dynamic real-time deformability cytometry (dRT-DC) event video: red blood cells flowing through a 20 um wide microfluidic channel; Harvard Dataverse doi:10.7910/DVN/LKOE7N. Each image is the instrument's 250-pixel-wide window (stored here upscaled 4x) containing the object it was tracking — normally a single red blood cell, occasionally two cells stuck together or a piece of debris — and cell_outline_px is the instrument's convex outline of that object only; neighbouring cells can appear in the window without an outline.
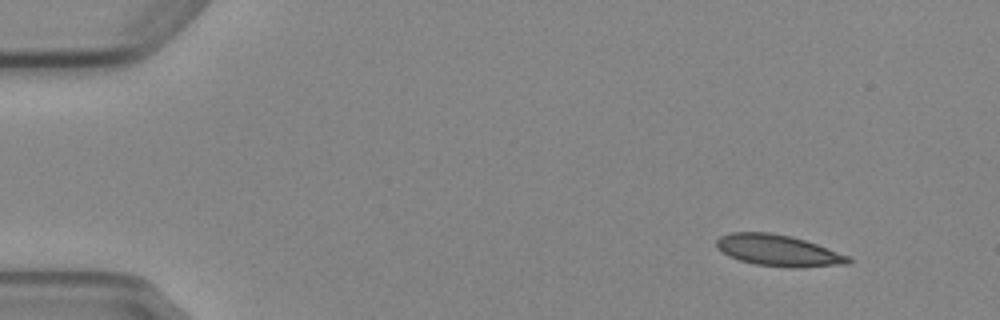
{"species": "Egyptian fruit bat (a non-hibernating species)", "species_latin": "Rousettus aegyptiacus", "temperature_condition": "cold", "stored_images_in_passage": 8, "camera_frame_rate_fps": 3000, "um_per_image_px": 0.085, "animal": {"sex": "female"}, "frame": {"image": 1, "passage_image": 1, "time_ms": 0.0, "image_size_px": [1000, 320], "cell_outline_px": [[852, 260], [848, 264], [796, 268], [792, 268], [756, 264], [740, 260], [728, 256], [716, 248], [716, 240], [720, 236], [728, 232], [768, 232], [792, 236], [816, 244], [848, 256]], "centroid_in_image_um": [66.11, 21.29], "position_along_channel_um": 18.9, "area_um2": 24.04}}
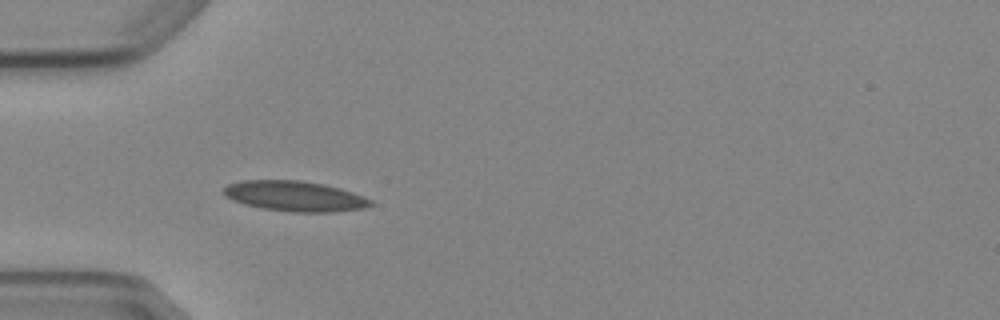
{"frame": {"image": 2, "passage_image": 4, "time_ms": 3.667, "image_size_px": [1000, 320], "cell_outline_px": [[376, 204], [364, 208], [332, 212], [292, 212], [264, 208], [244, 204], [232, 200], [224, 196], [224, 188], [228, 184], [244, 180], [300, 180], [324, 184], [340, 188], [352, 192], [372, 200]], "centroid_in_image_um": [25.07, 16.67], "position_along_channel_um": 59.9, "area_um2": 25.95}}
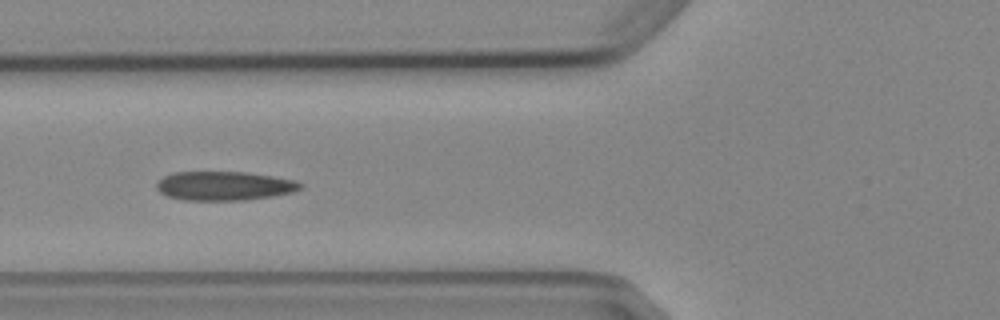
{"frame": {"image": 3, "passage_image": 5, "time_ms": 5.0, "image_size_px": [1000, 320], "cell_outline_px": [[304, 188], [292, 192], [272, 196], [244, 200], [184, 200], [168, 196], [160, 192], [156, 188], [156, 184], [164, 176], [172, 172], [248, 172], [296, 180], [304, 184]], "centroid_in_image_um": [19.09, 15.79], "position_along_channel_um": 106.7, "area_um2": 24.39}}